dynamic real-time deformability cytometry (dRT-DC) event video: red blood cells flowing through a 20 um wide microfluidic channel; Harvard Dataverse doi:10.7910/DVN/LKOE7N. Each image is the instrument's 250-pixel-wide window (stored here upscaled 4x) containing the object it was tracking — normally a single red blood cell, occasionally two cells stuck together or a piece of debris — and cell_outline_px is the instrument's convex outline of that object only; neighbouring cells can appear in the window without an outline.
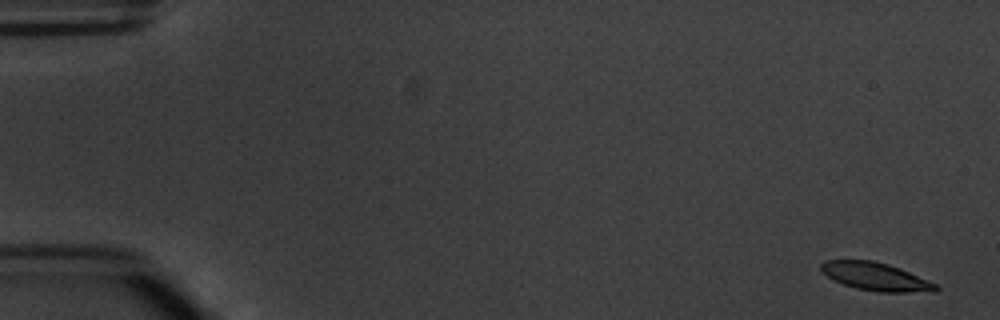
{"species": "common noctule bat (a hibernating species)", "species_latin": "Nyctalus noctula", "temperature_condition": "warm", "stored_images_in_passage": 5, "camera_frame_rate_fps": 3000, "um_per_image_px": 0.085, "animal": {"sex": "male", "body_mass_g": 20.1, "forearm_length_mm": 53.5}, "frame": {"image": 1, "passage_image": 1, "time_ms": 0.0, "image_size_px": [1000, 320], "cell_outline_px": [[940, 288], [936, 292], [876, 292], [856, 288], [832, 280], [820, 268], [820, 264], [824, 260], [872, 260], [888, 264], [900, 268], [936, 284]], "centroid_in_image_um": [74.44, 23.51], "position_along_channel_um": 10.6, "area_um2": 18.73}}
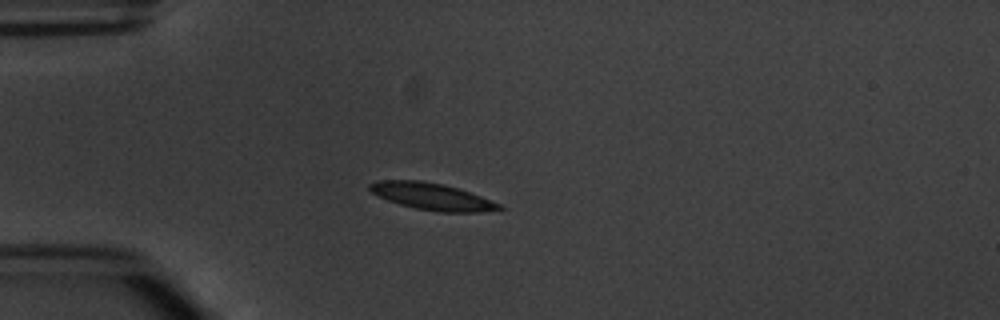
{"frame": {"image": 2, "passage_image": 5, "time_ms": 4.333, "image_size_px": [1000, 320], "cell_outline_px": [[504, 208], [480, 212], [440, 212], [416, 208], [400, 204], [388, 200], [372, 192], [368, 188], [368, 184], [376, 180], [420, 180], [444, 184], [480, 196], [500, 204]], "centroid_in_image_um": [36.68, 16.69], "position_along_channel_um": 48.3, "area_um2": 20.0}}